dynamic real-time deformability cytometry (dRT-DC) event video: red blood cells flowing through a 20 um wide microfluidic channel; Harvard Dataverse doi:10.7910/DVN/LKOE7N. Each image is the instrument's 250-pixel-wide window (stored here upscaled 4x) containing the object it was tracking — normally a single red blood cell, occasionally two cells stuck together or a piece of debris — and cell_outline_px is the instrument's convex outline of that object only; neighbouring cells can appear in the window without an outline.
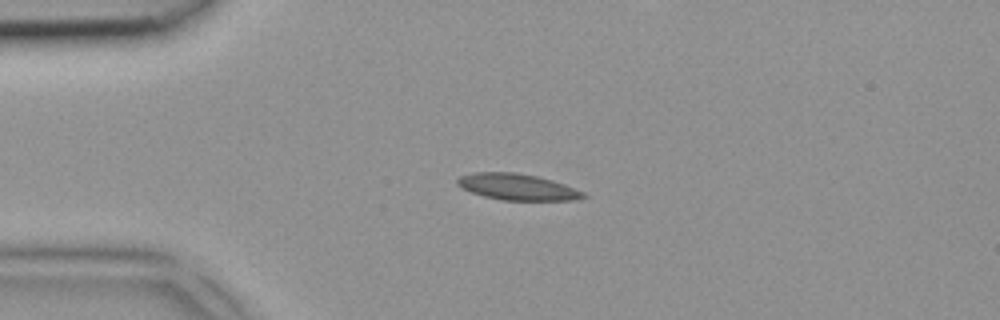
{"species": "common noctule bat (a hibernating species)", "species_latin": "Nyctalus noctula", "temperature_condition": "room temperature", "stored_images_in_passage": 5, "camera_frame_rate_fps": 3000, "um_per_image_px": 0.085, "animal": {"sex": "female", "body_mass_g": 18.4}, "frame": {"image": 1, "passage_image": 3, "time_ms": 0.667, "image_size_px": [1000, 320], "cell_outline_px": [[588, 196], [576, 200], [500, 200], [484, 196], [472, 192], [456, 184], [456, 180], [460, 176], [472, 172], [512, 172], [536, 176], [552, 180], [564, 184], [584, 192]], "centroid_in_image_um": [43.97, 15.89], "position_along_channel_um": 41.0, "area_um2": 19.19}}